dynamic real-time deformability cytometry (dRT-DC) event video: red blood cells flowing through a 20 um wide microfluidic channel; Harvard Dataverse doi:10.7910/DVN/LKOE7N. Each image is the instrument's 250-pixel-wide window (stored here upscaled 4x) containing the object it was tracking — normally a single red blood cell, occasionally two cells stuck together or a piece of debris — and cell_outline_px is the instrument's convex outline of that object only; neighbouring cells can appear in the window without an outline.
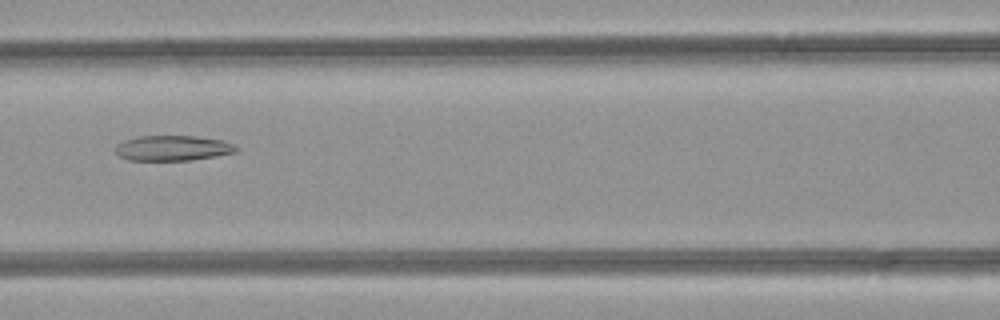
{"species": "common noctule bat (a hibernating species)", "species_latin": "Nyctalus noctula", "temperature_condition": "room temperature", "stored_images_in_passage": 36, "camera_frame_rate_fps": 3000, "um_per_image_px": 0.085, "animal": {"sex": "female", "body_mass_g": 21.9}, "frame": {"image": 1, "passage_image": 9, "time_ms": 2.667, "image_size_px": [1000, 320], "cell_outline_px": [[240, 148], [236, 152], [216, 156], [192, 160], [128, 160], [120, 156], [116, 152], [116, 144], [124, 140], [140, 136], [196, 136], [220, 140], [236, 144]], "centroid_in_image_um": [14.72, 12.59], "position_along_channel_um": 151.9, "area_um2": 17.8}}
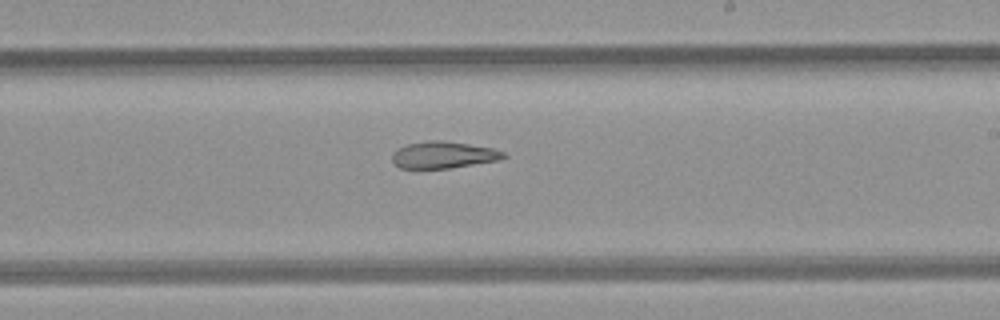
{"frame": {"image": 2, "passage_image": 16, "time_ms": 5.0, "image_size_px": [1000, 320], "cell_outline_px": [[508, 156], [500, 160], [452, 168], [400, 168], [392, 160], [392, 152], [408, 144], [428, 140], [444, 140], [492, 148], [504, 152]], "centroid_in_image_um": [37.72, 13.17], "position_along_channel_um": 251.3, "area_um2": 17.4}}
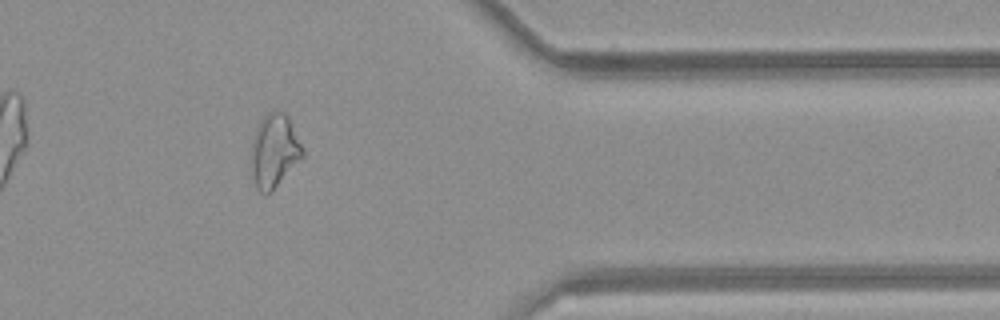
{"frame": {"image": 3, "passage_image": 27, "time_ms": 8.667, "image_size_px": [1000, 320], "cell_outline_px": [[304, 156], [272, 192], [260, 192], [256, 188], [252, 176], [252, 140], [256, 128], [260, 120], [268, 112], [284, 112], [288, 116], [304, 152]], "centroid_in_image_um": [23.31, 12.84], "position_along_channel_um": 388.1, "area_um2": 21.73}, "authors_computed_cell_mechanics": {"area_um2": 19.9121, "velocity_mm_per_s": 4.271, "shape_relaxation_time_tau1_ms": null, "shape_relaxation_time_tau2_ms": 5.7618, "deformation_change_tau1": null, "deformation_change_tau2": 0.1656}}